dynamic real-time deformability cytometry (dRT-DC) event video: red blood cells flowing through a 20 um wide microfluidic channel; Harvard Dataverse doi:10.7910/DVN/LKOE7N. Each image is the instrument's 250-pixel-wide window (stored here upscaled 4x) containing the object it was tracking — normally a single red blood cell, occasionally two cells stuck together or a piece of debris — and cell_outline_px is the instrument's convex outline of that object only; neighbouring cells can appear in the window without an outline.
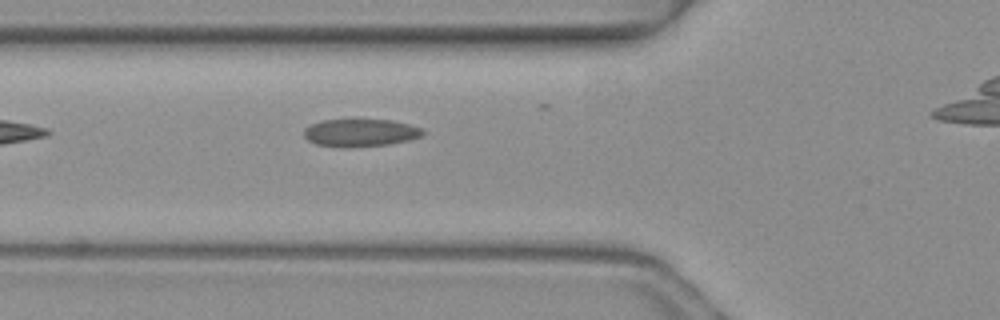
{"species": "common noctule bat (a hibernating species)", "species_latin": "Nyctalus noctula", "temperature_condition": "warm", "stored_images_in_passage": 8, "camera_frame_rate_fps": 3000, "um_per_image_px": 0.085, "animal": {"sex": "female", "body_mass_g": 19.3, "forearm_length_mm": 54.1}, "frame": {"image": 1, "passage_image": 7, "time_ms": 2.0, "image_size_px": [1000, 320], "cell_outline_px": [[424, 132], [420, 136], [408, 140], [388, 144], [348, 148], [340, 148], [316, 144], [308, 140], [304, 136], [304, 128], [312, 124], [324, 120], [392, 120], [408, 124], [420, 128]], "centroid_in_image_um": [30.59, 11.3], "position_along_channel_um": 95.2, "area_um2": 19.02}}